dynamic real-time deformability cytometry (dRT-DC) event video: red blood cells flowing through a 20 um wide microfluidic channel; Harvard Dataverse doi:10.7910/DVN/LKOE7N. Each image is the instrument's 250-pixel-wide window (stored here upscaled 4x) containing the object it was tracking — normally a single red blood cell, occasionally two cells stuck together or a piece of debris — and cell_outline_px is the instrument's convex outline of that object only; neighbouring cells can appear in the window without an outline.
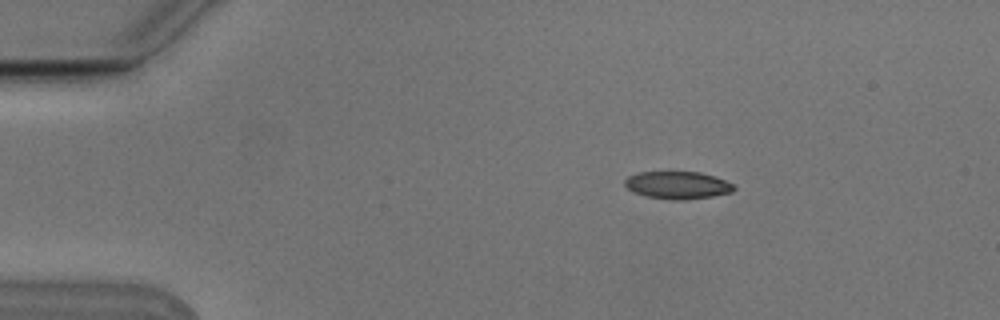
{"species": "Egyptian fruit bat (a non-hibernating species)", "species_latin": "Rousettus aegyptiacus", "temperature_condition": "cold", "stored_images_in_passage": 4, "camera_frame_rate_fps": 3000, "um_per_image_px": 0.085, "animal": {"sex": "male"}, "frame": {"image": 1, "passage_image": 2, "time_ms": 0.333, "image_size_px": [1000, 320], "cell_outline_px": [[736, 188], [732, 192], [712, 196], [684, 200], [672, 200], [644, 196], [632, 192], [624, 184], [624, 180], [628, 176], [640, 172], [700, 172], [716, 176], [732, 184]], "centroid_in_image_um": [57.58, 15.74], "position_along_channel_um": 27.4, "area_um2": 17.57}}